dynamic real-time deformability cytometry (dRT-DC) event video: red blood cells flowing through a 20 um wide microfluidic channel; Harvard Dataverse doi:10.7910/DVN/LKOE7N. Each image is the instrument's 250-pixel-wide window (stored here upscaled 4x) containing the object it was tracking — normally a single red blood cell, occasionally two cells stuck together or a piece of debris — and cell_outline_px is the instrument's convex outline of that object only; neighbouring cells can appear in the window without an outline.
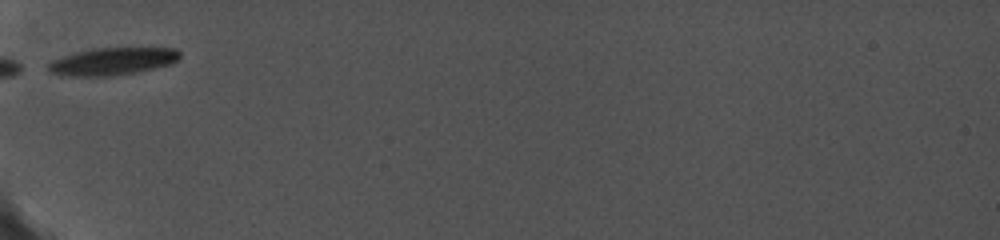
{"species": "common noctule bat (a hibernating species)", "species_latin": "Nyctalus noctula", "temperature_condition": "cold", "stored_images_in_passage": 5, "camera_frame_rate_fps": 5000, "um_per_image_px": 0.085, "animal": {"sex": "female", "body_mass_g": 19.0, "forearm_length_mm": 56.7}, "frame": {"image": 1, "passage_image": 1, "time_ms": 0.0, "image_size_px": [1000, 240], "cell_outline_px": [[180, 56], [172, 64], [132, 72], [100, 76], [72, 76], [52, 72], [48, 68], [48, 64], [52, 60], [76, 52], [92, 48], [176, 48], [180, 52]], "centroid_in_image_um": [9.58, 5.19], "position_along_channel_um": 75.4, "area_um2": 20.46}}
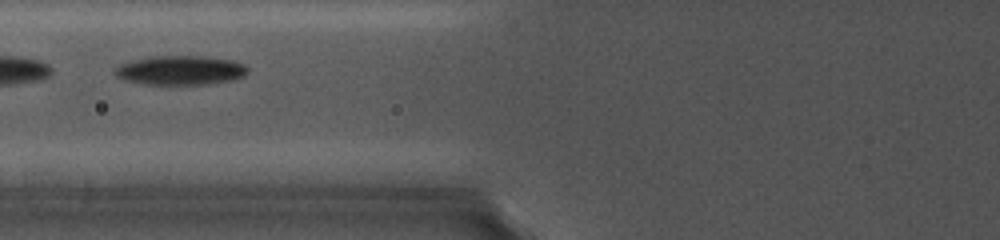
{"frame": {"image": 2, "passage_image": 2, "time_ms": 1.0, "image_size_px": [1000, 240], "cell_outline_px": [[248, 72], [244, 76], [228, 80], [200, 84], [148, 84], [128, 80], [116, 76], [116, 68], [120, 64], [128, 60], [152, 56], [204, 56], [228, 60], [244, 64], [248, 68]], "centroid_in_image_um": [15.31, 5.95], "position_along_channel_um": 110.5, "area_um2": 22.2}}